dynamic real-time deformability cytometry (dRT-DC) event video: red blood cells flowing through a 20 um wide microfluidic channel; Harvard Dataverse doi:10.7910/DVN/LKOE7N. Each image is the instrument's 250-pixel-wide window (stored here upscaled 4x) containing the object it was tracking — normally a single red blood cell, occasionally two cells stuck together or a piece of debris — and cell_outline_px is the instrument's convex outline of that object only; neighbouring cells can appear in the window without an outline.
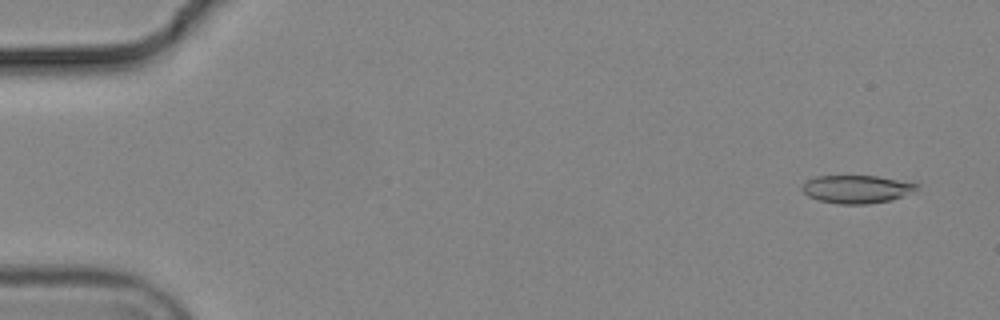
{"species": "common noctule bat (a hibernating species)", "species_latin": "Nyctalus noctula", "temperature_condition": "cold", "stored_images_in_passage": 12, "camera_frame_rate_fps": 3000, "um_per_image_px": 0.085, "animal": {"sex": "male", "body_mass_g": 19.2, "forearm_length_mm": 51.8}, "frame": {"image": 1, "passage_image": 3, "time_ms": 0.667, "image_size_px": [1000, 320], "cell_outline_px": [[920, 184], [916, 192], [892, 200], [868, 204], [836, 204], [820, 200], [808, 196], [800, 188], [804, 180], [816, 176], [876, 176]], "centroid_in_image_um": [72.82, 16.08], "position_along_channel_um": 12.2, "area_um2": 18.96}}